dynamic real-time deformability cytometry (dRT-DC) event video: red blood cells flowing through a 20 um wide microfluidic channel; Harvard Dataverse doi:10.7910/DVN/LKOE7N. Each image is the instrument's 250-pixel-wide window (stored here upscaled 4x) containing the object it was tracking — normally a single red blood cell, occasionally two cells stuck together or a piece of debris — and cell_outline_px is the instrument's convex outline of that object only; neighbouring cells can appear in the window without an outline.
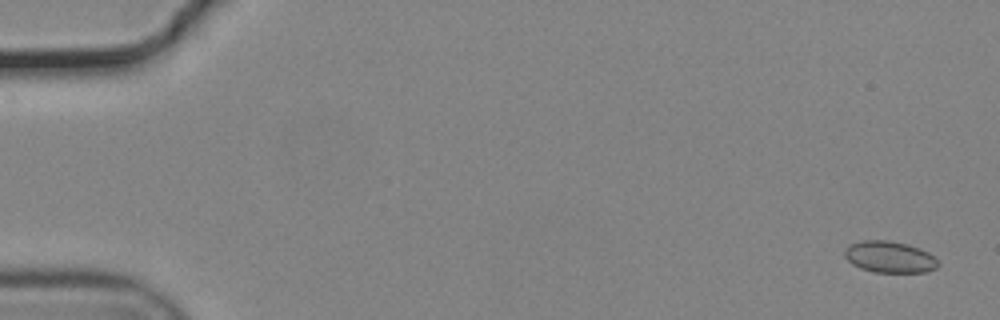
{"species": "common noctule bat (a hibernating species)", "species_latin": "Nyctalus noctula", "temperature_condition": "cold", "stored_images_in_passage": 23, "camera_frame_rate_fps": 3000, "um_per_image_px": 0.085, "animal": {"sex": "male", "body_mass_g": 19.2, "forearm_length_mm": 51.8}, "frame": {"image": 1, "passage_image": 2, "time_ms": 0.333, "image_size_px": [1000, 320], "cell_outline_px": [[940, 264], [936, 268], [924, 272], [876, 272], [860, 268], [852, 264], [844, 256], [844, 248], [848, 244], [860, 240], [888, 240], [908, 244], [920, 248], [928, 252]], "centroid_in_image_um": [75.57, 21.82], "position_along_channel_um": 9.4, "area_um2": 17.28}}
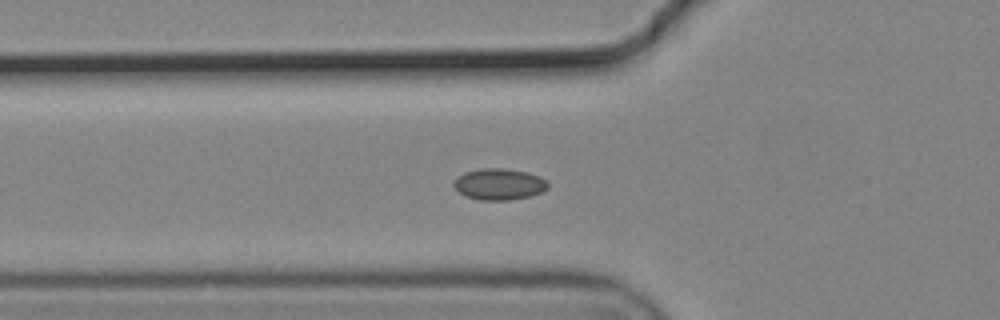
{"frame": {"image": 2, "passage_image": 20, "time_ms": 6.333, "image_size_px": [1000, 320], "cell_outline_px": [[548, 188], [532, 196], [508, 200], [480, 200], [464, 196], [452, 184], [456, 176], [464, 172], [480, 168], [504, 168], [528, 172], [540, 176], [548, 180]], "centroid_in_image_um": [42.42, 15.65], "position_along_channel_um": 83.4, "area_um2": 17.46}}
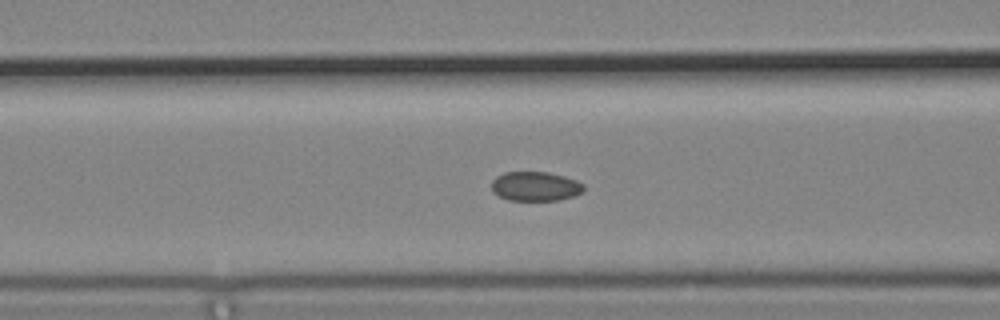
{"frame": {"image": 3, "passage_image": 23, "time_ms": 7.333, "image_size_px": [1000, 320], "cell_outline_px": [[584, 192], [560, 200], [508, 200], [492, 192], [492, 180], [496, 176], [504, 172], [548, 172], [564, 176], [576, 180], [584, 184]], "centroid_in_image_um": [45.51, 15.83], "position_along_channel_um": 121.1, "area_um2": 15.84}}